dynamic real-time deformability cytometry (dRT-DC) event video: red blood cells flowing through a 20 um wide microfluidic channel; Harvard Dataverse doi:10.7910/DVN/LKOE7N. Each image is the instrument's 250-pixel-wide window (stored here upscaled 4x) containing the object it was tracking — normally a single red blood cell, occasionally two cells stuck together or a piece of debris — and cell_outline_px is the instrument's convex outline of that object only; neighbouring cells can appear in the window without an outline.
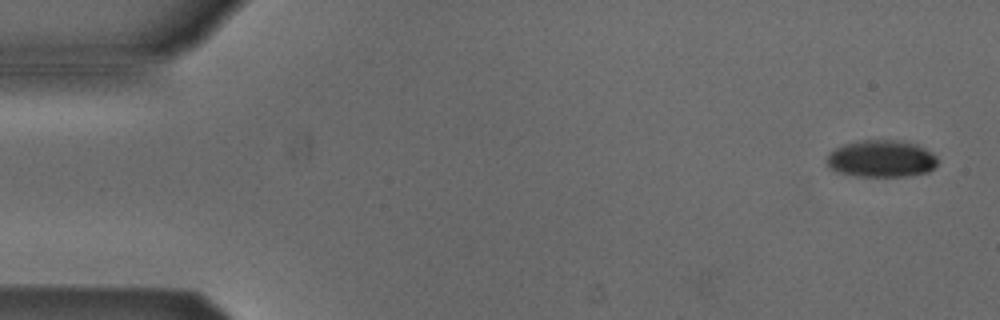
{"species": "Egyptian fruit bat (a non-hibernating species)", "species_latin": "Rousettus aegyptiacus", "temperature_condition": "cold", "stored_images_in_passage": 7, "camera_frame_rate_fps": 3000, "um_per_image_px": 0.085, "animal": {"sex": "male"}, "frame": {"image": 1, "passage_image": 1, "time_ms": 0.0, "image_size_px": [1000, 320], "cell_outline_px": [[940, 160], [928, 172], [908, 176], [856, 176], [836, 172], [828, 168], [824, 160], [828, 152], [844, 144], [864, 140], [900, 140], [916, 144], [932, 152]], "centroid_in_image_um": [74.87, 13.49], "position_along_channel_um": 10.1, "area_um2": 24.28}}
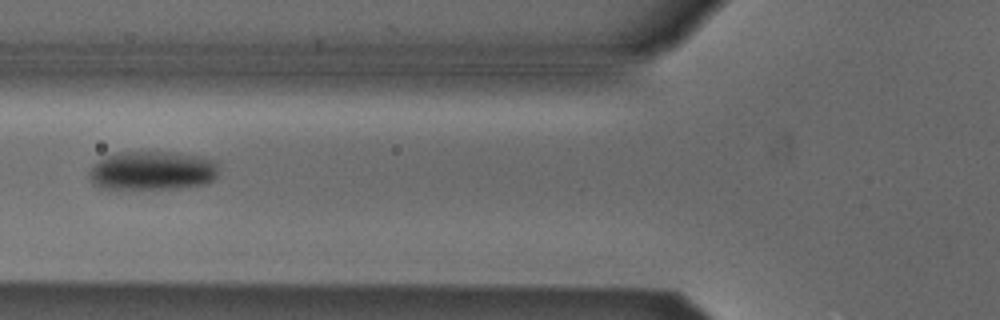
{"frame": {"image": 2, "passage_image": 6, "time_ms": 6.0, "image_size_px": [1000, 320], "cell_outline_px": [[216, 176], [208, 184], [176, 188], [108, 192], [92, 184], [88, 176], [88, 172], [104, 156], [116, 152], [164, 152], [196, 156], [216, 160]], "centroid_in_image_um": [12.84, 14.57], "position_along_channel_um": 113.0, "area_um2": 30.23}}
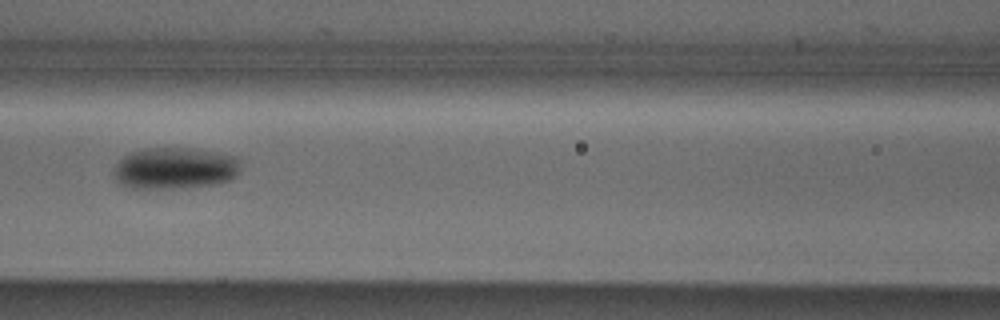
{"frame": {"image": 3, "passage_image": 7, "time_ms": 7.0, "image_size_px": [1000, 320], "cell_outline_px": [[236, 176], [232, 180], [216, 184], [180, 188], [128, 188], [120, 184], [116, 180], [116, 164], [124, 156], [132, 152], [144, 148], [192, 148], [216, 152], [232, 156], [236, 160]], "centroid_in_image_um": [14.83, 14.31], "position_along_channel_um": 151.8, "area_um2": 30.35}}